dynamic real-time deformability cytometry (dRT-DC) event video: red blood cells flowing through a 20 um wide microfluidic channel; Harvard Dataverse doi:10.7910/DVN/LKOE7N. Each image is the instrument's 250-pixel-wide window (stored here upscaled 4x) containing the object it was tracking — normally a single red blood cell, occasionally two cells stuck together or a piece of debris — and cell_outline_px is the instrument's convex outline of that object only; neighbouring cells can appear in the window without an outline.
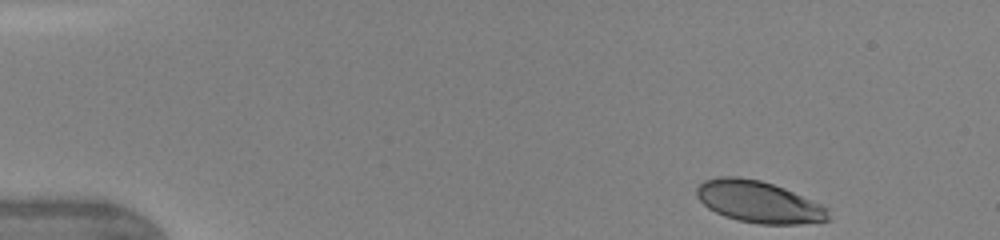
{"species": "human", "species_latin": "Homo sapiens", "temperature_condition": "warm", "stored_images_in_passage": 58, "camera_frame_rate_fps": 3000, "um_per_image_px": 0.085, "donor": {"sex": "female"}, "frame": {"image": 1, "passage_image": 1, "time_ms": 0.0, "image_size_px": [1000, 240], "cell_outline_px": [[832, 220], [800, 224], [760, 224], [736, 220], [724, 216], [708, 208], [696, 196], [696, 188], [704, 180], [720, 176], [736, 176], [760, 180], [784, 188], [812, 200], [828, 208]], "centroid_in_image_um": [64.5, 17.16], "position_along_channel_um": 20.5, "area_um2": 32.14}}
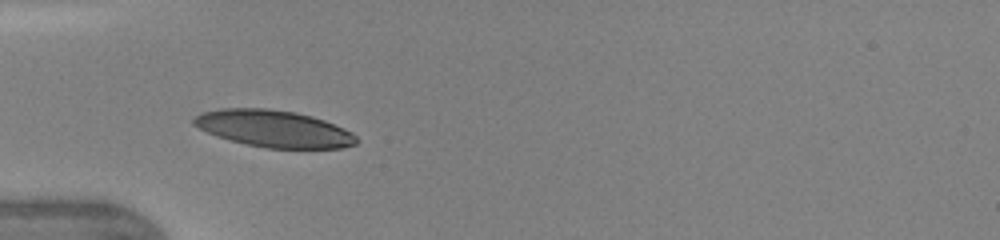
{"frame": {"image": 2, "passage_image": 17, "time_ms": 3.333, "image_size_px": [1000, 240], "cell_outline_px": [[360, 140], [356, 144], [344, 148], [268, 148], [248, 144], [232, 140], [208, 132], [192, 124], [192, 120], [200, 112], [220, 108], [268, 108], [296, 112], [312, 116], [324, 120], [344, 128], [352, 132]], "centroid_in_image_um": [23.31, 10.92], "position_along_channel_um": 61.7, "area_um2": 34.91}}
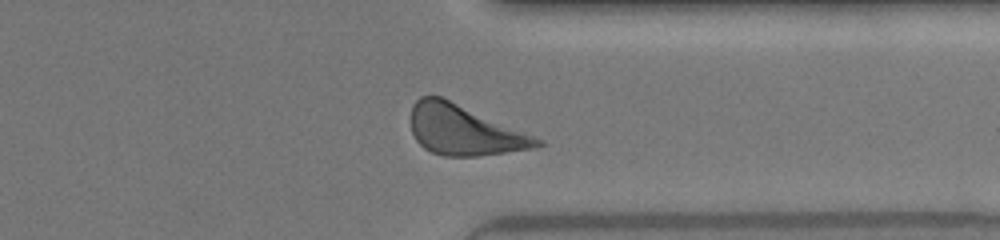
{"frame": {"image": 3, "passage_image": 49, "time_ms": 10.667, "image_size_px": [1000, 240], "cell_outline_px": [[544, 144], [532, 148], [476, 156], [444, 156], [432, 152], [424, 148], [416, 140], [412, 132], [412, 104], [420, 96], [440, 96], [544, 140]], "centroid_in_image_um": [39.43, 11.07], "position_along_channel_um": 372.0, "area_um2": 36.18}, "authors_computed_cell_mechanics": {"area_um2": 35.3158, "velocity_mm_per_s": 4.2866, "shape_relaxation_time_tau1_ms": 2.1478, "shape_relaxation_time_tau2_ms": null, "deformation_change_tau1": 0.1296, "deformation_change_tau2": null}}